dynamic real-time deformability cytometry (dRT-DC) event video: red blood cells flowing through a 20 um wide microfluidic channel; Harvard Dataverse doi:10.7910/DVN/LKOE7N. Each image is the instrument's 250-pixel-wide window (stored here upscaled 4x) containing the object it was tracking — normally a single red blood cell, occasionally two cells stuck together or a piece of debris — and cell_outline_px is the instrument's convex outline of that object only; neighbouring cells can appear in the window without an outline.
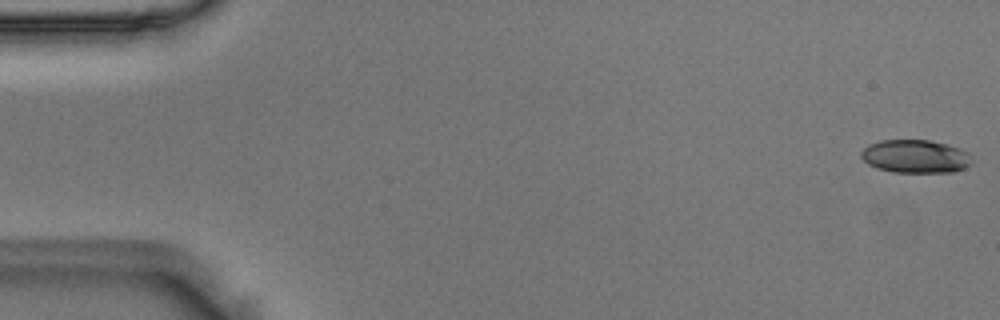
{"species": "Egyptian fruit bat (a non-hibernating species)", "species_latin": "Rousettus aegyptiacus", "temperature_condition": "room temperature", "stored_images_in_passage": 55, "camera_frame_rate_fps": 3000, "um_per_image_px": 0.085, "animal": {"sex": "male"}, "frame": {"image": 1, "passage_image": 1, "time_ms": 0.0, "image_size_px": [1000, 320], "cell_outline_px": [[972, 164], [964, 168], [952, 172], [892, 172], [876, 168], [868, 164], [860, 156], [860, 152], [868, 144], [880, 140], [928, 140], [948, 144], [960, 148], [968, 152]], "centroid_in_image_um": [77.79, 13.29], "position_along_channel_um": 7.2, "area_um2": 21.56}}
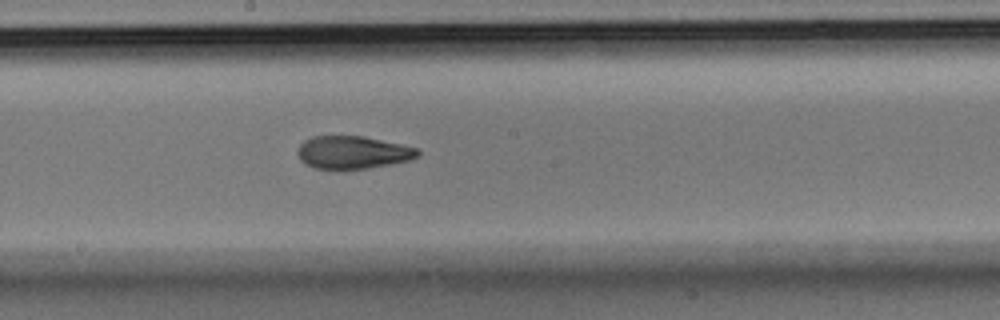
{"frame": {"image": 2, "passage_image": 30, "time_ms": 9.667, "image_size_px": [1000, 320], "cell_outline_px": [[420, 156], [408, 160], [392, 164], [368, 168], [316, 168], [300, 160], [296, 152], [300, 144], [304, 140], [312, 136], [364, 136], [400, 144], [416, 148], [420, 152]], "centroid_in_image_um": [29.98, 12.94], "position_along_channel_um": 218.2, "area_um2": 22.72}}
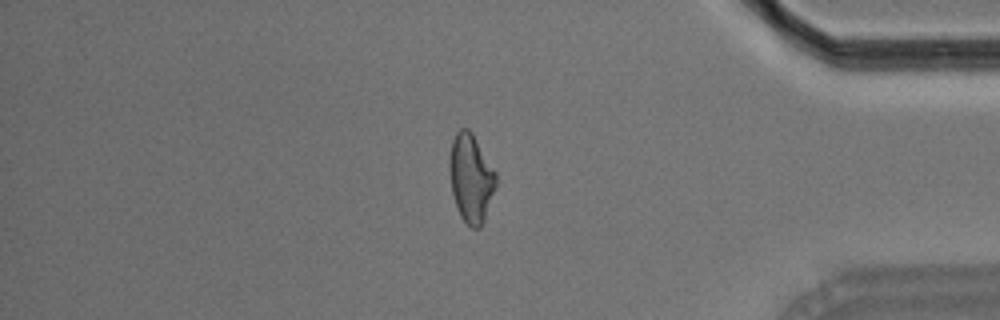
{"frame": {"image": 3, "passage_image": 47, "time_ms": 15.333, "image_size_px": [1000, 320], "cell_outline_px": [[496, 184], [484, 220], [480, 228], [472, 228], [460, 216], [456, 208], [452, 192], [448, 172], [448, 160], [452, 140], [456, 132], [460, 128], [468, 128], [472, 132], [496, 172]], "centroid_in_image_um": [40.0, 15.11], "position_along_channel_um": 395.2, "area_um2": 24.04}, "authors_computed_cell_mechanics": {"area_um2": 23.4668, "velocity_mm_per_s": 3.627, "shape_relaxation_time_tau1_ms": 7.6434, "shape_relaxation_time_tau2_ms": 2.1408, "deformation_change_tau1": 0.2037, "deformation_change_tau2": 0.0906}}